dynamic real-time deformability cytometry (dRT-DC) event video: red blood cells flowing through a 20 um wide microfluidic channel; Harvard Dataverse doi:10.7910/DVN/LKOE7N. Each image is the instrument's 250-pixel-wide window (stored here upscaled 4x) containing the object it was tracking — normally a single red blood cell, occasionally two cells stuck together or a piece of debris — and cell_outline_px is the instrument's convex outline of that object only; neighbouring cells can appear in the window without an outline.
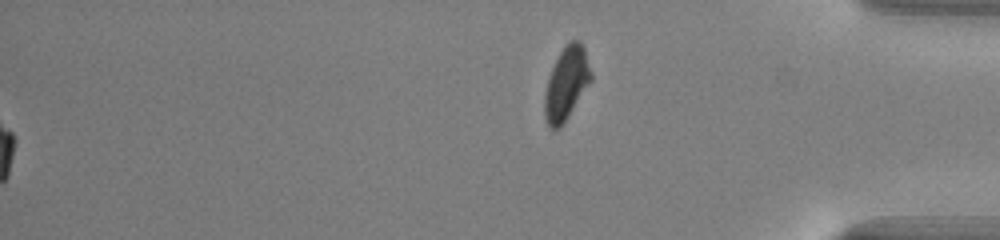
{"species": "common noctule bat (a hibernating species)", "species_latin": "Nyctalus noctula", "temperature_condition": "warm", "stored_images_in_passage": 48, "segment_of_instrument_passage": [2, 2], "camera_frame_rate_fps": 3000, "um_per_image_px": 0.085, "animal": {"sex": "male", "body_mass_g": 13.0, "forearm_length_mm": 53.1}, "frame": {"image": 1, "passage_image": 48, "time_ms": 15.667, "image_size_px": [1000, 240], "cell_outline_px": [[592, 80], [564, 124], [560, 128], [548, 128], [544, 116], [544, 96], [548, 76], [560, 52], [572, 40], [580, 40], [584, 44], [592, 72]], "centroid_in_image_um": [48.16, 7.11], "position_along_channel_um": 387.0, "area_um2": 20.0}}